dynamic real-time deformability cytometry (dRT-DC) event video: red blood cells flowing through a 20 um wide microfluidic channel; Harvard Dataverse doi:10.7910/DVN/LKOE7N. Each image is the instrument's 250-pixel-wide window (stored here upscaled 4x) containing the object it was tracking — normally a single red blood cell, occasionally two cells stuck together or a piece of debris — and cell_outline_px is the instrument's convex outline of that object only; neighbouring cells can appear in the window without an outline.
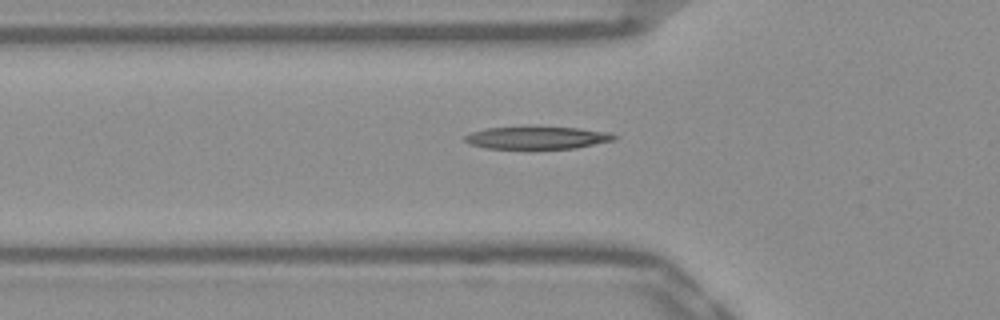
{"species": "Egyptian fruit bat (a non-hibernating species)", "species_latin": "Rousettus aegyptiacus", "temperature_condition": "warm", "stored_images_in_passage": 41, "camera_frame_rate_fps": 3000, "um_per_image_px": 0.085, "frame": {"image": 1, "passage_image": 10, "time_ms": 3.0, "image_size_px": [1000, 320], "cell_outline_px": [[620, 136], [616, 140], [576, 148], [488, 148], [468, 144], [464, 140], [464, 136], [472, 132], [488, 128], [580, 128], [612, 132]], "centroid_in_image_um": [45.75, 11.72], "position_along_channel_um": 80.0, "area_um2": 19.25}}
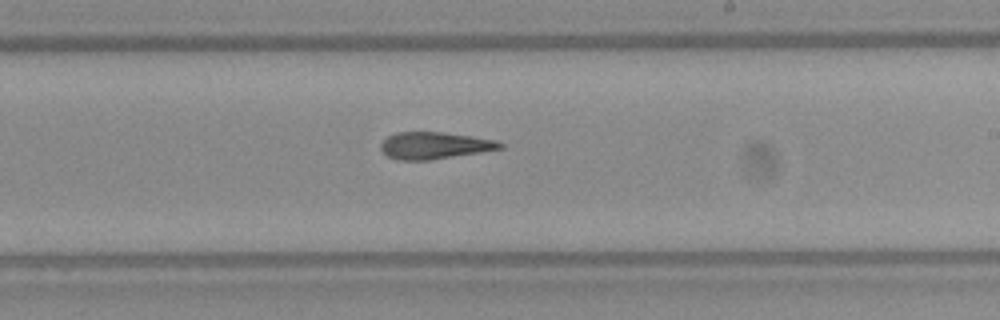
{"frame": {"image": 2, "passage_image": 23, "time_ms": 7.333, "image_size_px": [1000, 320], "cell_outline_px": [[504, 148], [432, 160], [396, 160], [388, 156], [380, 148], [380, 144], [388, 136], [396, 132], [440, 132], [472, 136], [500, 140], [504, 144]], "centroid_in_image_um": [36.97, 12.37], "position_along_channel_um": 252.0, "area_um2": 18.84}}
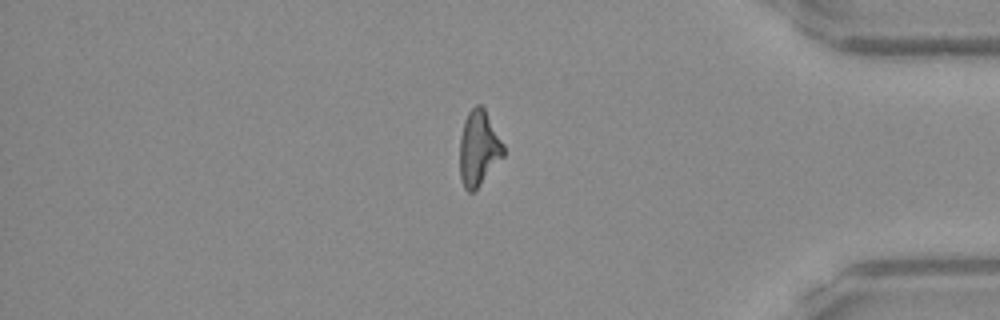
{"frame": {"image": 3, "passage_image": 36, "time_ms": 11.667, "image_size_px": [1000, 320], "cell_outline_px": [[504, 156], [480, 184], [472, 192], [468, 192], [464, 188], [460, 176], [460, 136], [464, 120], [468, 112], [476, 104], [480, 104], [484, 108], [504, 144]], "centroid_in_image_um": [40.68, 12.58], "position_along_channel_um": 394.5, "area_um2": 19.07}, "authors_computed_cell_mechanics": {"area_um2": 19.5942, "velocity_mm_per_s": 3.946, "shape_relaxation_time_tau1_ms": 7.0836, "shape_relaxation_time_tau2_ms": 4.0074, "deformation_change_tau1": 0.2668, "deformation_change_tau2": 0.1681}}